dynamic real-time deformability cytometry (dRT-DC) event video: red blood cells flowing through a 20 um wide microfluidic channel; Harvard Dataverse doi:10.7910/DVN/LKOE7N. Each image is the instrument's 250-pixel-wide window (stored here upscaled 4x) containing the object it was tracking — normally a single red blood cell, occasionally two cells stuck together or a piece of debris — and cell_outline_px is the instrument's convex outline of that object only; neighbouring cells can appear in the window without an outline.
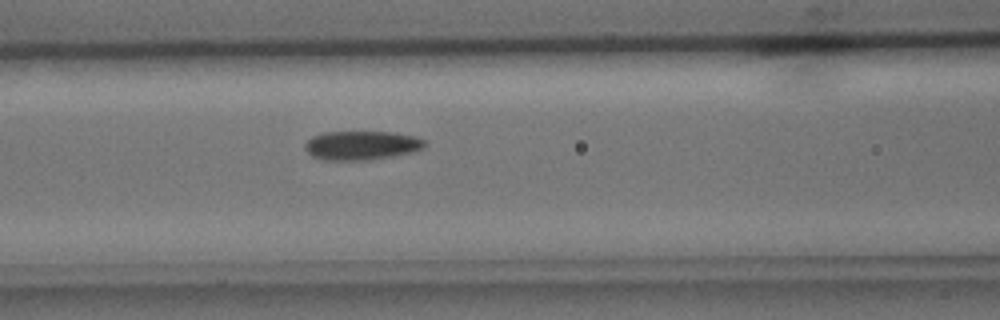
{"species": "common noctule bat (a hibernating species)", "species_latin": "Nyctalus noctula", "temperature_condition": "cold", "stored_images_in_passage": 37, "camera_frame_rate_fps": 3000, "um_per_image_px": 0.085, "animal": {"sex": "male", "body_mass_g": 15.6}, "frame": {"image": 1, "passage_image": 17, "time_ms": 5.333, "image_size_px": [1000, 320], "cell_outline_px": [[428, 144], [424, 148], [416, 152], [372, 160], [324, 160], [312, 156], [304, 148], [304, 144], [312, 136], [324, 132], [392, 132], [416, 136], [424, 140]], "centroid_in_image_um": [30.78, 12.36], "position_along_channel_um": 135.8, "area_um2": 20.58}}
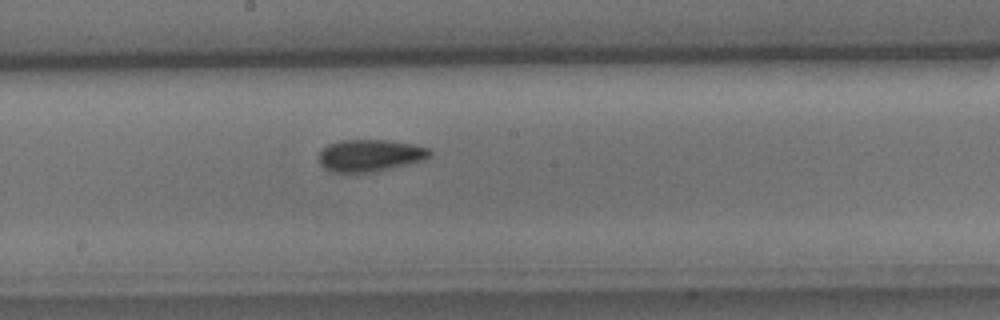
{"frame": {"image": 2, "passage_image": 23, "time_ms": 7.333, "image_size_px": [1000, 320], "cell_outline_px": [[432, 156], [428, 160], [392, 168], [372, 172], [328, 172], [320, 164], [320, 152], [328, 144], [340, 140], [388, 140], [412, 144], [428, 148], [432, 152]], "centroid_in_image_um": [31.5, 13.22], "position_along_channel_um": 216.7, "area_um2": 20.92}}
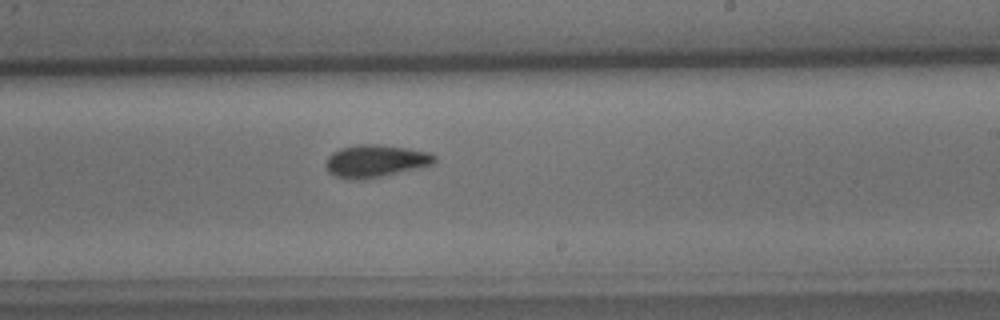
{"frame": {"image": 3, "passage_image": 26, "time_ms": 8.333, "image_size_px": [1000, 320], "cell_outline_px": [[436, 160], [432, 164], [424, 168], [384, 176], [360, 180], [348, 180], [336, 176], [328, 172], [324, 168], [324, 164], [328, 156], [332, 152], [340, 148], [360, 144], [376, 144], [404, 148], [428, 152], [436, 156]], "centroid_in_image_um": [31.89, 13.71], "position_along_channel_um": 257.1, "area_um2": 20.92}}